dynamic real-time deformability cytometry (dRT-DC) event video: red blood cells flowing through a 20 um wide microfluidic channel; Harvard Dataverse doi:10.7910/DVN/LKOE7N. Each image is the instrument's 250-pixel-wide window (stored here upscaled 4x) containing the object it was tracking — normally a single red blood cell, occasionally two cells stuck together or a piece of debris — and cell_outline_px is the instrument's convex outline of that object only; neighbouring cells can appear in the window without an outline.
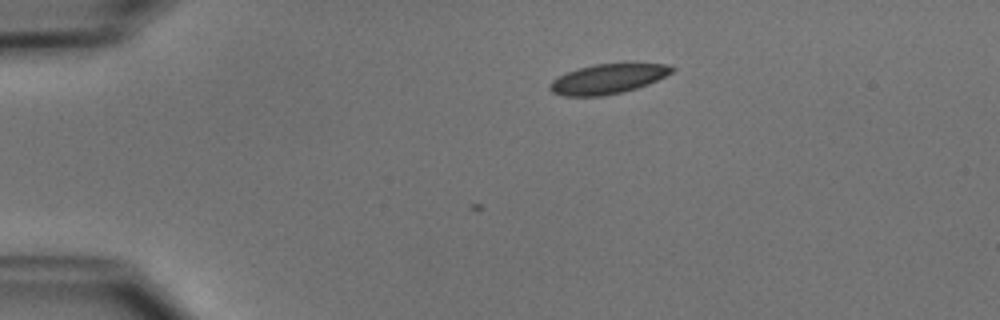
{"species": "common noctule bat (a hibernating species)", "species_latin": "Nyctalus noctula", "temperature_condition": "cold", "stored_images_in_passage": 3, "camera_frame_rate_fps": 3000, "um_per_image_px": 0.085, "animal": {"sex": "male", "body_mass_g": 15.6}, "frame": {"image": 1, "passage_image": 3, "time_ms": 0.667, "image_size_px": [1000, 320], "cell_outline_px": [[676, 68], [672, 72], [648, 84], [624, 92], [600, 96], [564, 96], [552, 92], [548, 88], [548, 84], [552, 80], [568, 72], [580, 68], [596, 64], [668, 64]], "centroid_in_image_um": [51.64, 6.72], "position_along_channel_um": 33.4, "area_um2": 20.87}}